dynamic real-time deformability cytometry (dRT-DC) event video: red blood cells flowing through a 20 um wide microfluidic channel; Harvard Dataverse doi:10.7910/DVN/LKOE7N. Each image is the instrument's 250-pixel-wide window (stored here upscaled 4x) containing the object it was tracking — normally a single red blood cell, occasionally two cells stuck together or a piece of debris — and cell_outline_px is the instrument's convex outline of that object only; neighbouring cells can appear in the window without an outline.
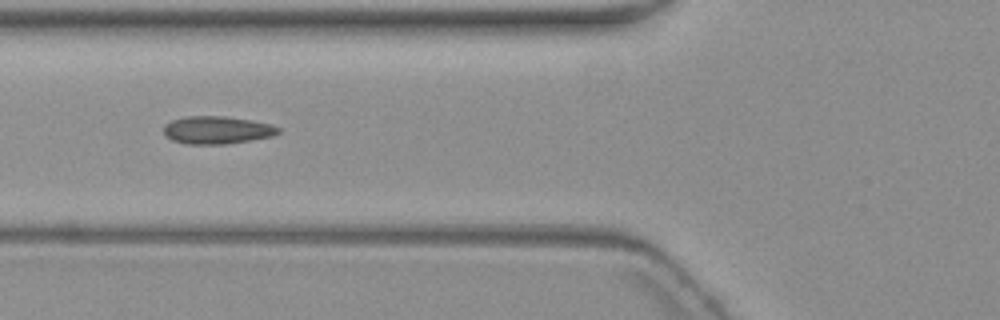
{"species": "common noctule bat (a hibernating species)", "species_latin": "Nyctalus noctula", "temperature_condition": "warm", "stored_images_in_passage": 5, "camera_frame_rate_fps": 3000, "um_per_image_px": 0.085, "animal": {"sex": "female", "body_mass_g": 19.3, "forearm_length_mm": 54.1}, "frame": {"image": 1, "passage_image": 4, "time_ms": 4.333, "image_size_px": [1000, 320], "cell_outline_px": [[280, 132], [272, 136], [224, 144], [184, 144], [172, 140], [164, 136], [164, 124], [172, 120], [184, 116], [224, 116], [272, 124], [280, 128]], "centroid_in_image_um": [18.4, 11.05], "position_along_channel_um": 107.4, "area_um2": 18.5}}
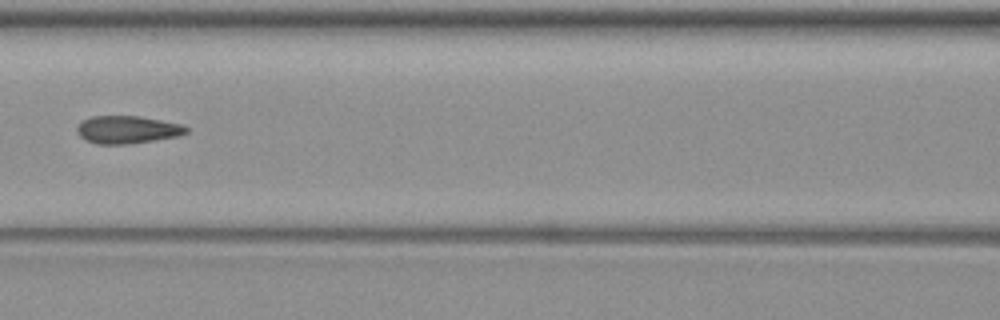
{"frame": {"image": 2, "passage_image": 5, "time_ms": 5.667, "image_size_px": [1000, 320], "cell_outline_px": [[188, 132], [180, 136], [128, 144], [96, 144], [80, 136], [76, 132], [76, 128], [84, 120], [92, 116], [140, 116], [180, 124], [188, 128]], "centroid_in_image_um": [10.83, 11.02], "position_along_channel_um": 155.8, "area_um2": 17.51}}